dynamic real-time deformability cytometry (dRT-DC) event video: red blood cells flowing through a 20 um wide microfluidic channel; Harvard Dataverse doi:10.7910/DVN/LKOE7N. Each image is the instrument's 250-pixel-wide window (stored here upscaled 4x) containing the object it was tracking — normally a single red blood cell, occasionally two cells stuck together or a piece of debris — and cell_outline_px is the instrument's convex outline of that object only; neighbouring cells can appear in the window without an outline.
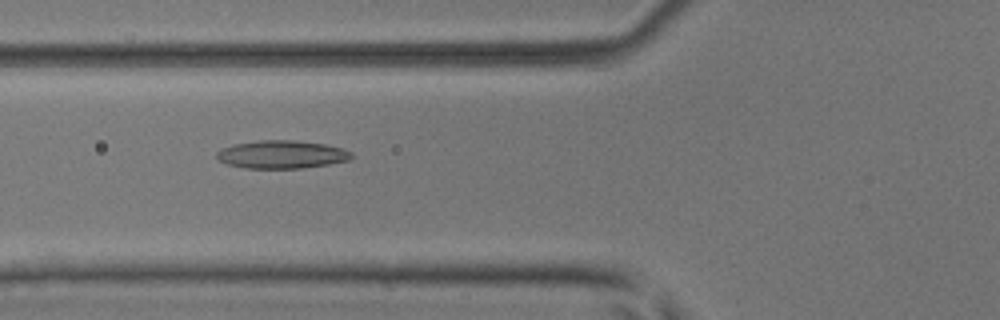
{"species": "common noctule bat (a hibernating species)", "species_latin": "Nyctalus noctula", "temperature_condition": "room temperature", "stored_images_in_passage": 7, "camera_frame_rate_fps": 3000, "um_per_image_px": 0.085, "animal": {"sex": "male", "body_mass_g": 17.9, "forearm_length_mm": 54.2}, "frame": {"image": 1, "passage_image": 5, "time_ms": 1.333, "image_size_px": [1000, 320], "cell_outline_px": [[352, 156], [348, 160], [328, 164], [300, 168], [244, 168], [228, 164], [220, 160], [216, 156], [216, 152], [232, 144], [256, 140], [292, 140], [324, 144], [344, 148], [352, 152]], "centroid_in_image_um": [23.94, 13.12], "position_along_channel_um": 101.9, "area_um2": 21.91}}
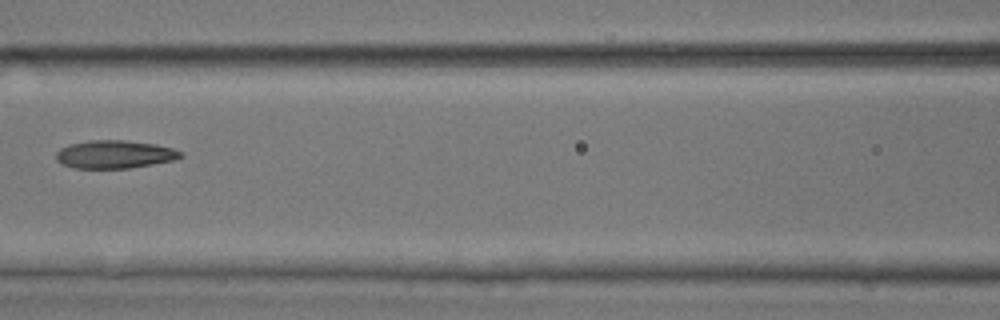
{"frame": {"image": 2, "passage_image": 6, "time_ms": 1.667, "image_size_px": [1000, 320], "cell_outline_px": [[184, 156], [176, 160], [128, 168], [72, 168], [60, 164], [56, 160], [56, 152], [60, 148], [68, 144], [88, 140], [124, 140], [156, 144], [172, 148], [184, 152]], "centroid_in_image_um": [9.74, 13.12], "position_along_channel_um": 156.9, "area_um2": 20.63}}
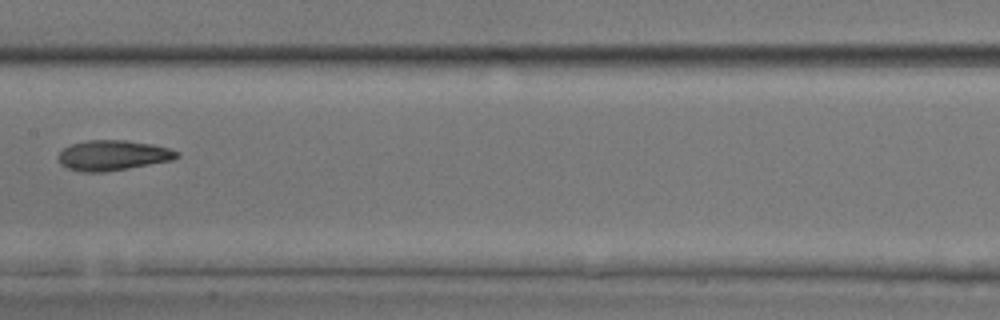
{"frame": {"image": 3, "passage_image": 7, "time_ms": 2.0, "image_size_px": [1000, 320], "cell_outline_px": [[180, 156], [172, 160], [128, 168], [104, 172], [84, 172], [68, 168], [60, 164], [56, 156], [64, 148], [72, 144], [88, 140], [128, 140], [152, 144], [168, 148], [180, 152]], "centroid_in_image_um": [9.59, 13.2], "position_along_channel_um": 197.8, "area_um2": 20.87}}